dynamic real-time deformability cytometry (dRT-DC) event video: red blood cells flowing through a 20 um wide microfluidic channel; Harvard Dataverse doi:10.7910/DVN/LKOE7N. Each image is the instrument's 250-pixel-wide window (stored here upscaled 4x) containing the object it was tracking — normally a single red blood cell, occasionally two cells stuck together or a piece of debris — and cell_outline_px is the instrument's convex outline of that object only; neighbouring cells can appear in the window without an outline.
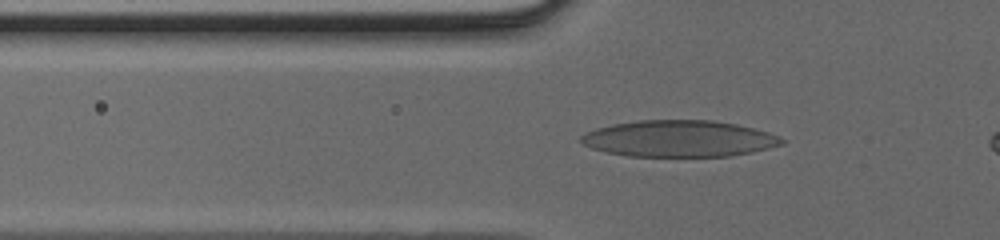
{"species": "human", "species_latin": "Homo sapiens", "temperature_condition": "cold", "stored_images_in_passage": 33, "camera_frame_rate_fps": 3000, "um_per_image_px": 0.085, "donor": {"sex": "male"}, "frame": {"image": 1, "passage_image": 6, "time_ms": 1.667, "image_size_px": [1000, 240], "cell_outline_px": [[784, 144], [752, 152], [732, 156], [628, 156], [608, 152], [592, 148], [584, 144], [580, 140], [580, 136], [596, 128], [612, 124], [636, 120], [712, 120], [736, 124], [768, 132], [780, 136], [784, 140]], "centroid_in_image_um": [57.74, 11.78], "position_along_channel_um": 68.1, "area_um2": 42.6}}
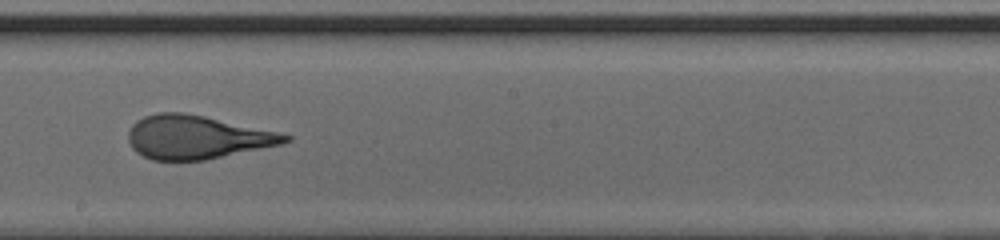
{"frame": {"image": 2, "passage_image": 17, "time_ms": 5.333, "image_size_px": [1000, 240], "cell_outline_px": [[292, 140], [280, 144], [204, 160], [152, 160], [136, 152], [132, 148], [128, 140], [128, 132], [132, 124], [136, 120], [144, 116], [156, 112], [184, 112], [204, 116], [276, 132], [292, 136]], "centroid_in_image_um": [16.66, 11.65], "position_along_channel_um": 231.5, "area_um2": 39.36}}
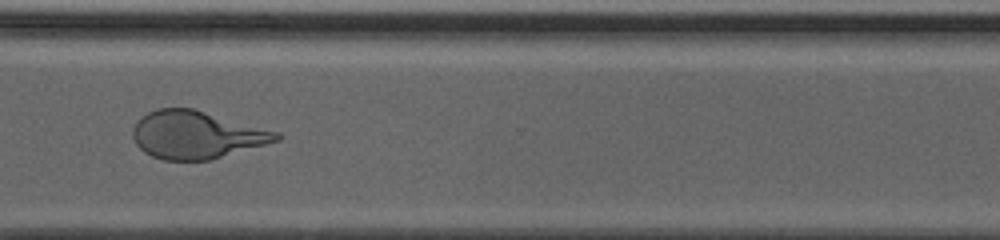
{"frame": {"image": 3, "passage_image": 25, "time_ms": 8.0, "image_size_px": [1000, 240], "cell_outline_px": [[284, 136], [280, 140], [208, 160], [164, 160], [152, 156], [144, 152], [136, 144], [132, 136], [132, 128], [148, 112], [156, 108], [192, 108], [280, 132]], "centroid_in_image_um": [16.7, 11.46], "position_along_channel_um": 353.9, "area_um2": 39.59}}